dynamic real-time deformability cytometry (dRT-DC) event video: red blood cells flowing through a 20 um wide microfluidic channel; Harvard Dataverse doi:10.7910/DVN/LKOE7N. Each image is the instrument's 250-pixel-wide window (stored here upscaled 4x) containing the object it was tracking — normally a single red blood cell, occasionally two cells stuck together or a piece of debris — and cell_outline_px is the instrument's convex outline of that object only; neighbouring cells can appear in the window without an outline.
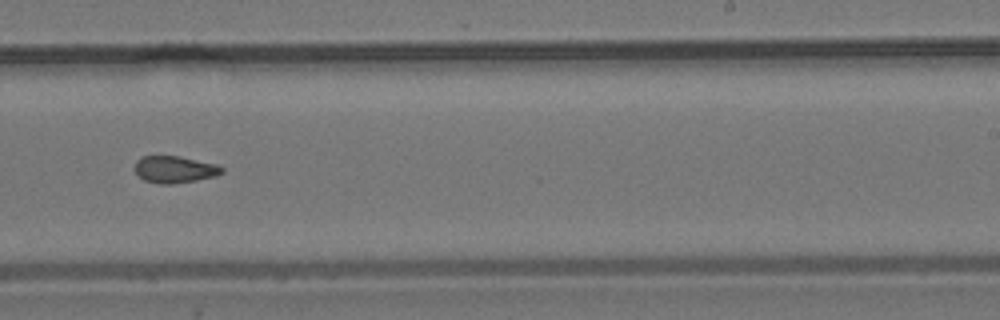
{"species": "common noctule bat (a hibernating species)", "species_latin": "Nyctalus noctula", "temperature_condition": "room temperature", "stored_images_in_passage": 16, "camera_frame_rate_fps": 3000, "um_per_image_px": 0.085, "animal": {"sex": "male", "body_mass_g": 19.2, "forearm_length_mm": 51.8}, "frame": {"image": 1, "passage_image": 10, "time_ms": 11.667, "image_size_px": [1000, 320], "cell_outline_px": [[224, 172], [216, 176], [196, 180], [172, 184], [160, 184], [144, 180], [136, 172], [136, 160], [140, 156], [180, 156], [216, 164], [224, 168]], "centroid_in_image_um": [14.87, 14.4], "position_along_channel_um": 274.1, "area_um2": 13.64}}
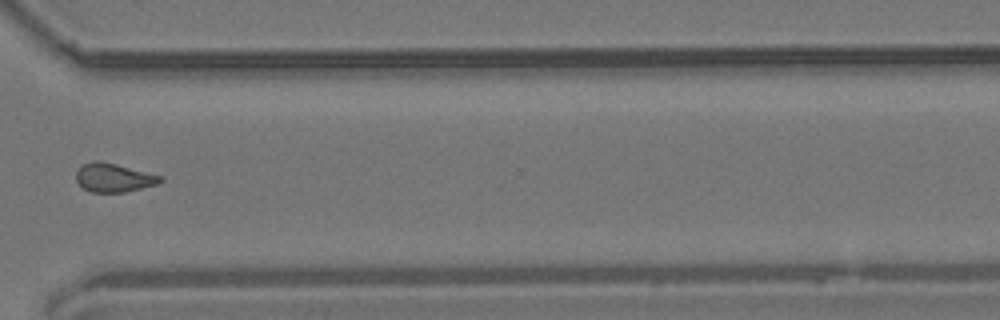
{"frame": {"image": 2, "passage_image": 12, "time_ms": 14.0, "image_size_px": [1000, 320], "cell_outline_px": [[164, 180], [156, 184], [124, 192], [92, 192], [84, 188], [76, 180], [76, 172], [84, 164], [92, 160], [100, 160], [116, 164], [160, 176]], "centroid_in_image_um": [9.63, 15.09], "position_along_channel_um": 361.0, "area_um2": 13.76}}